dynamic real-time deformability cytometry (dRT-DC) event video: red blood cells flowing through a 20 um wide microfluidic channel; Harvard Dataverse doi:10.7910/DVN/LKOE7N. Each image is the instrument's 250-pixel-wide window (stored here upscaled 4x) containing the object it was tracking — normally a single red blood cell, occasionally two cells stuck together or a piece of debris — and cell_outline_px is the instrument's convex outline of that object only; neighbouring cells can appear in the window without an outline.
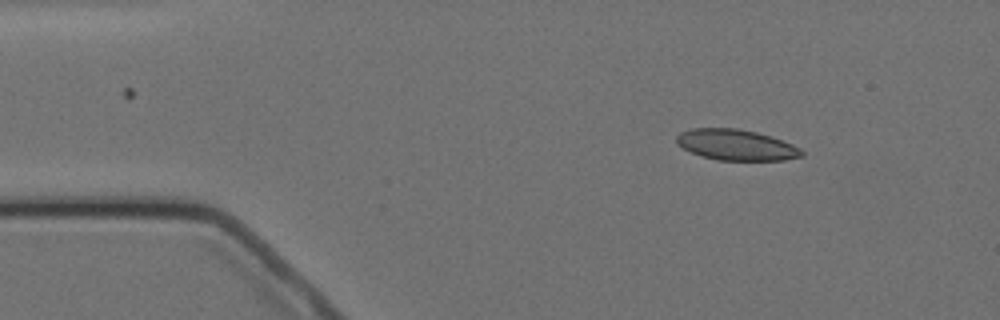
{"species": "Egyptian fruit bat (a non-hibernating species)", "species_latin": "Rousettus aegyptiacus", "temperature_condition": "cold", "stored_images_in_passage": 4, "camera_frame_rate_fps": 3000, "um_per_image_px": 0.085, "animal": {"sex": "female"}, "frame": {"image": 1, "passage_image": 1, "time_ms": 0.0, "image_size_px": [1000, 320], "cell_outline_px": [[804, 156], [784, 160], [716, 160], [700, 156], [676, 144], [676, 136], [680, 132], [692, 128], [740, 128], [772, 136], [792, 144], [800, 148], [804, 152]], "centroid_in_image_um": [62.58, 12.31], "position_along_channel_um": 22.4, "area_um2": 22.66}}
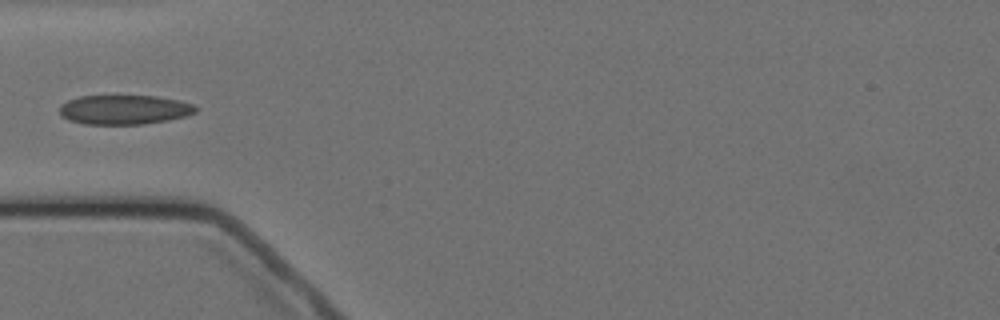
{"frame": {"image": 2, "passage_image": 4, "time_ms": 3.333, "image_size_px": [1000, 320], "cell_outline_px": [[200, 108], [196, 112], [184, 116], [168, 120], [144, 124], [84, 124], [68, 120], [60, 112], [60, 104], [68, 100], [80, 96], [156, 96], [176, 100], [192, 104]], "centroid_in_image_um": [10.56, 9.32], "position_along_channel_um": 74.4, "area_um2": 23.24}}